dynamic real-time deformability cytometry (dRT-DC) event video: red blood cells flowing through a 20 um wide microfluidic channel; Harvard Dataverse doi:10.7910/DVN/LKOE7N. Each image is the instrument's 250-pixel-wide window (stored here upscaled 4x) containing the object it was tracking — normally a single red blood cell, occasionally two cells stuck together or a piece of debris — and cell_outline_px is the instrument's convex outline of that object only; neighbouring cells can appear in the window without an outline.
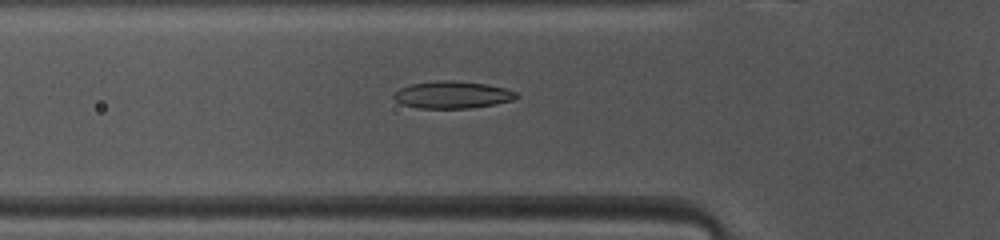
{"species": "common noctule bat (a hibernating species)", "species_latin": "Nyctalus noctula", "temperature_condition": "warm", "stored_images_in_passage": 47, "camera_frame_rate_fps": 3000, "um_per_image_px": 0.085, "animal": {"sex": "female", "body_mass_g": 10.0, "forearm_length_mm": 53.1}, "frame": {"image": 1, "passage_image": 14, "time_ms": 4.333, "image_size_px": [1000, 240], "cell_outline_px": [[520, 96], [512, 100], [496, 104], [468, 108], [420, 108], [400, 104], [392, 96], [400, 88], [412, 84], [440, 80], [452, 80], [484, 84], [504, 88], [516, 92]], "centroid_in_image_um": [38.45, 8.06], "position_along_channel_um": 87.4, "area_um2": 19.25}}
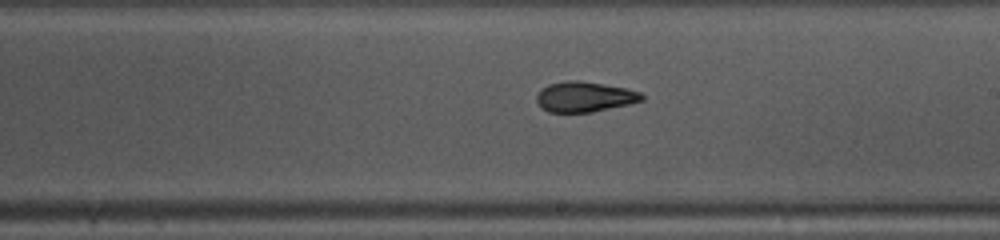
{"frame": {"image": 2, "passage_image": 25, "time_ms": 8.0, "image_size_px": [1000, 240], "cell_outline_px": [[644, 100], [628, 104], [592, 112], [548, 112], [540, 108], [536, 100], [536, 96], [540, 88], [548, 84], [568, 80], [580, 80], [628, 88], [640, 92], [644, 96]], "centroid_in_image_um": [49.66, 8.22], "position_along_channel_um": 239.3, "area_um2": 18.79}}
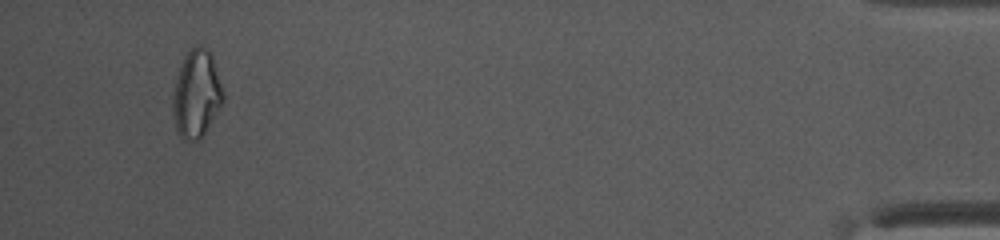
{"frame": {"image": 3, "passage_image": 44, "time_ms": 14.333, "image_size_px": [1000, 240], "cell_outline_px": [[224, 100], [204, 136], [200, 140], [188, 140], [180, 136], [176, 132], [172, 112], [172, 92], [180, 64], [184, 56], [192, 48], [208, 48], [212, 52], [224, 92]], "centroid_in_image_um": [16.7, 8.01], "position_along_channel_um": 418.5, "area_um2": 26.07}, "authors_computed_cell_mechanics": {"area_um2": 19.3052, "velocity_mm_per_s": 4.1139, "shape_relaxation_time_tau1_ms": 6.6202, "shape_relaxation_time_tau2_ms": 3.2259, "deformation_change_tau1": 0.2199, "deformation_change_tau2": 0.0898}}